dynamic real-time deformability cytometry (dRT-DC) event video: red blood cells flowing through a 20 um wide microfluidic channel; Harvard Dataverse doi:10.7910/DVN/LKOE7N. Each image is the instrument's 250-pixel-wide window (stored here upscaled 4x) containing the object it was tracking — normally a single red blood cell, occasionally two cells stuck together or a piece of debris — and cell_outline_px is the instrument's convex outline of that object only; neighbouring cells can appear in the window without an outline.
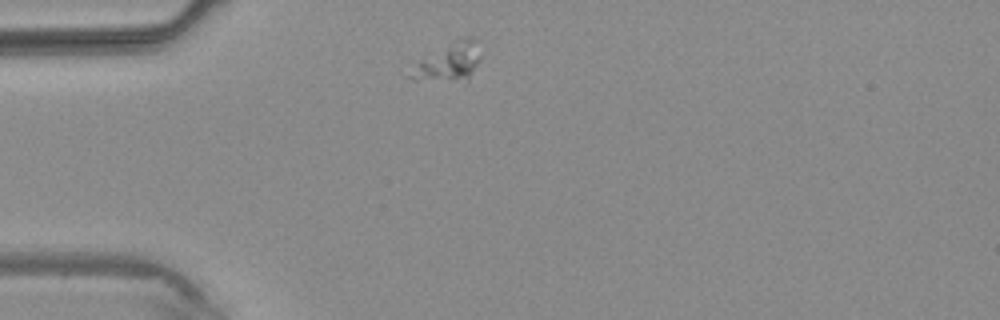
{"species": "common noctule bat (a hibernating species)", "species_latin": "Nyctalus noctula", "temperature_condition": "warm", "stored_images_in_passage": 2, "camera_frame_rate_fps": 3000, "um_per_image_px": 0.085, "animal": {"sex": "male", "body_mass_g": 20.4}, "frame": {"image": 1, "passage_image": 1, "time_ms": 0.0, "image_size_px": [1000, 320], "cell_outline_px": [[480, 60], [468, 80], [416, 80], [408, 76], [424, 60], [460, 40], [476, 40], [480, 56]], "centroid_in_image_um": [38.25, 5.36], "position_along_channel_um": 46.8, "area_um2": 13.76}}